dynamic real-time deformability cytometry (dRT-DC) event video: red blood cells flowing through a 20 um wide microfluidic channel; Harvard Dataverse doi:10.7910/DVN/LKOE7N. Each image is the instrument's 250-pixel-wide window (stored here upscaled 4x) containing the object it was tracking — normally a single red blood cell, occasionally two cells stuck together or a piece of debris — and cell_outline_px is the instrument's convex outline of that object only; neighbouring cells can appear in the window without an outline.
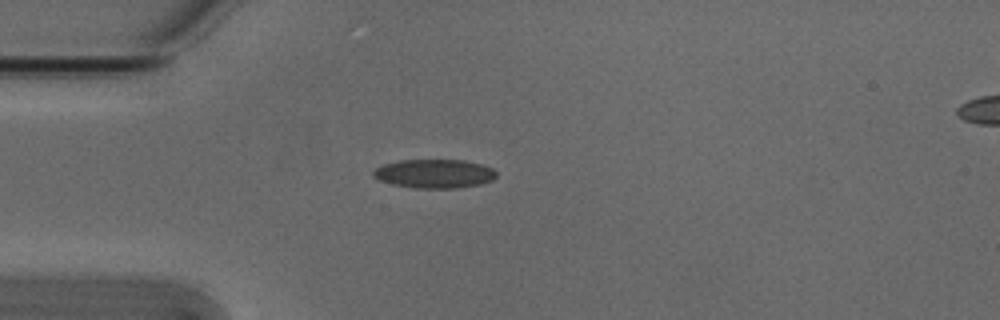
{"species": "Egyptian fruit bat (a non-hibernating species)", "species_latin": "Rousettus aegyptiacus", "temperature_condition": "cold", "stored_images_in_passage": 40, "camera_frame_rate_fps": 3000, "um_per_image_px": 0.085, "animal": {"sex": "male"}, "frame": {"image": 1, "passage_image": 1, "time_ms": 0.0, "image_size_px": [1000, 320], "cell_outline_px": [[496, 176], [492, 180], [480, 184], [456, 188], [416, 188], [392, 184], [380, 180], [372, 176], [372, 172], [376, 168], [384, 164], [400, 160], [464, 160], [480, 164], [492, 168], [496, 172]], "centroid_in_image_um": [36.91, 14.76], "position_along_channel_um": 48.1, "area_um2": 20.58}}
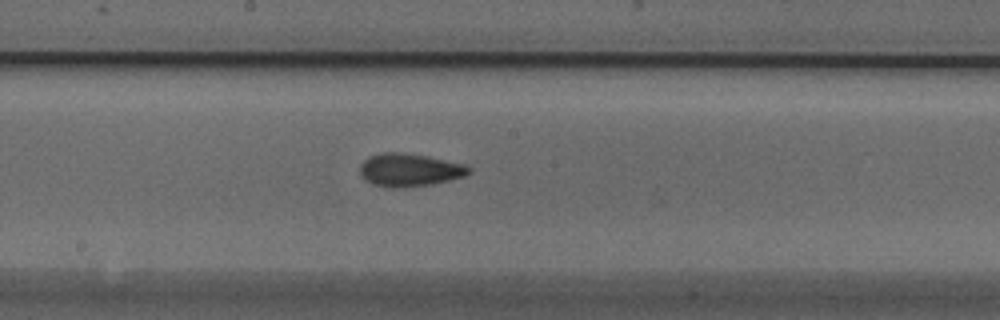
{"frame": {"image": 2, "passage_image": 15, "time_ms": 4.667, "image_size_px": [1000, 320], "cell_outline_px": [[472, 172], [464, 176], [432, 184], [404, 188], [392, 188], [372, 184], [364, 180], [360, 172], [360, 164], [368, 156], [384, 152], [400, 152], [428, 156], [464, 164], [472, 168]], "centroid_in_image_um": [34.79, 14.45], "position_along_channel_um": 213.4, "area_um2": 21.1}}
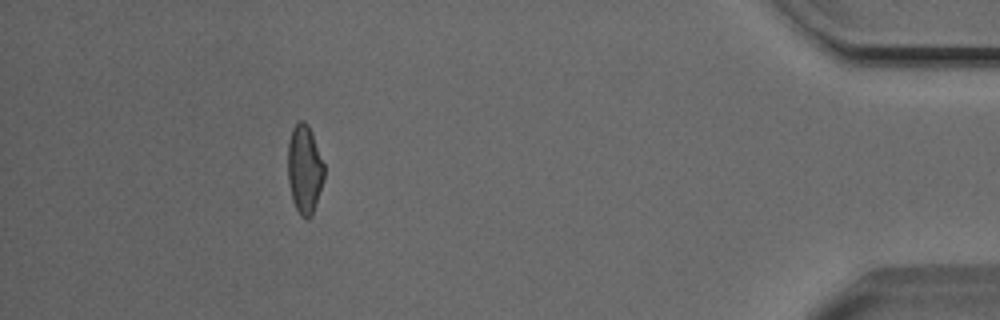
{"frame": {"image": 3, "passage_image": 35, "time_ms": 11.333, "image_size_px": [1000, 320], "cell_outline_px": [[324, 180], [312, 216], [304, 220], [300, 216], [292, 200], [288, 180], [288, 140], [292, 128], [300, 120], [304, 120], [308, 124], [312, 132], [324, 164]], "centroid_in_image_um": [25.88, 14.39], "position_along_channel_um": 409.3, "area_um2": 19.02}, "authors_computed_cell_mechanics": {"area_um2": 19.3341, "velocity_mm_per_s": 3.8281, "shape_relaxation_time_tau1_ms": 5.5936, "shape_relaxation_time_tau2_ms": 1.8007, "deformation_change_tau1": 0.1463, "deformation_change_tau2": 0.0708}}